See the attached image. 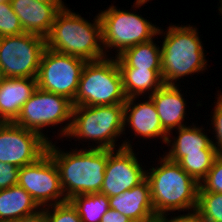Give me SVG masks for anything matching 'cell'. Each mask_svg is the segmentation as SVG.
Here are the masks:
<instances>
[{
    "label": "cell",
    "instance_id": "25",
    "mask_svg": "<svg viewBox=\"0 0 222 222\" xmlns=\"http://www.w3.org/2000/svg\"><path fill=\"white\" fill-rule=\"evenodd\" d=\"M196 210L206 222H222V194L198 192Z\"/></svg>",
    "mask_w": 222,
    "mask_h": 222
},
{
    "label": "cell",
    "instance_id": "30",
    "mask_svg": "<svg viewBox=\"0 0 222 222\" xmlns=\"http://www.w3.org/2000/svg\"><path fill=\"white\" fill-rule=\"evenodd\" d=\"M216 98V105L213 109L214 112L211 117V125L214 127L213 132H215L214 134H216V136L214 135V137H216V142L214 143V140L211 142L213 146L218 149L220 146H222V97L218 93V97Z\"/></svg>",
    "mask_w": 222,
    "mask_h": 222
},
{
    "label": "cell",
    "instance_id": "1",
    "mask_svg": "<svg viewBox=\"0 0 222 222\" xmlns=\"http://www.w3.org/2000/svg\"><path fill=\"white\" fill-rule=\"evenodd\" d=\"M62 151L49 142L47 152L56 163L60 184L67 200L73 196L100 193L103 185L108 149H72Z\"/></svg>",
    "mask_w": 222,
    "mask_h": 222
},
{
    "label": "cell",
    "instance_id": "15",
    "mask_svg": "<svg viewBox=\"0 0 222 222\" xmlns=\"http://www.w3.org/2000/svg\"><path fill=\"white\" fill-rule=\"evenodd\" d=\"M13 11L19 17L24 32L44 38L49 34L57 13L64 4H47L36 0H10Z\"/></svg>",
    "mask_w": 222,
    "mask_h": 222
},
{
    "label": "cell",
    "instance_id": "14",
    "mask_svg": "<svg viewBox=\"0 0 222 222\" xmlns=\"http://www.w3.org/2000/svg\"><path fill=\"white\" fill-rule=\"evenodd\" d=\"M135 103L137 97L127 98L124 103V127H130L134 135L146 139L160 137L166 143L168 133L163 129L156 107L150 97Z\"/></svg>",
    "mask_w": 222,
    "mask_h": 222
},
{
    "label": "cell",
    "instance_id": "13",
    "mask_svg": "<svg viewBox=\"0 0 222 222\" xmlns=\"http://www.w3.org/2000/svg\"><path fill=\"white\" fill-rule=\"evenodd\" d=\"M137 159L132 148L122 147L116 152L114 149H108L100 193L112 197L141 183L146 178V170Z\"/></svg>",
    "mask_w": 222,
    "mask_h": 222
},
{
    "label": "cell",
    "instance_id": "5",
    "mask_svg": "<svg viewBox=\"0 0 222 222\" xmlns=\"http://www.w3.org/2000/svg\"><path fill=\"white\" fill-rule=\"evenodd\" d=\"M166 28L168 29L164 32L165 38L161 45V76L165 85H177L176 81L186 75L206 70L208 64L198 28L179 24Z\"/></svg>",
    "mask_w": 222,
    "mask_h": 222
},
{
    "label": "cell",
    "instance_id": "17",
    "mask_svg": "<svg viewBox=\"0 0 222 222\" xmlns=\"http://www.w3.org/2000/svg\"><path fill=\"white\" fill-rule=\"evenodd\" d=\"M163 129L171 131L187 126L182 123L186 115V101L178 85H163L151 96Z\"/></svg>",
    "mask_w": 222,
    "mask_h": 222
},
{
    "label": "cell",
    "instance_id": "27",
    "mask_svg": "<svg viewBox=\"0 0 222 222\" xmlns=\"http://www.w3.org/2000/svg\"><path fill=\"white\" fill-rule=\"evenodd\" d=\"M43 210L48 222H82L77 209L69 200L64 203L43 207Z\"/></svg>",
    "mask_w": 222,
    "mask_h": 222
},
{
    "label": "cell",
    "instance_id": "4",
    "mask_svg": "<svg viewBox=\"0 0 222 222\" xmlns=\"http://www.w3.org/2000/svg\"><path fill=\"white\" fill-rule=\"evenodd\" d=\"M124 104L73 106L71 126L66 138L94 141L97 145L87 146L97 149L133 148L130 140L115 144L121 134H124ZM116 141V142H115ZM117 148H116V147Z\"/></svg>",
    "mask_w": 222,
    "mask_h": 222
},
{
    "label": "cell",
    "instance_id": "36",
    "mask_svg": "<svg viewBox=\"0 0 222 222\" xmlns=\"http://www.w3.org/2000/svg\"><path fill=\"white\" fill-rule=\"evenodd\" d=\"M217 157H219L220 159H222V146H220V147L217 149Z\"/></svg>",
    "mask_w": 222,
    "mask_h": 222
},
{
    "label": "cell",
    "instance_id": "39",
    "mask_svg": "<svg viewBox=\"0 0 222 222\" xmlns=\"http://www.w3.org/2000/svg\"><path fill=\"white\" fill-rule=\"evenodd\" d=\"M3 79V76H2V71H1V67H0V81Z\"/></svg>",
    "mask_w": 222,
    "mask_h": 222
},
{
    "label": "cell",
    "instance_id": "16",
    "mask_svg": "<svg viewBox=\"0 0 222 222\" xmlns=\"http://www.w3.org/2000/svg\"><path fill=\"white\" fill-rule=\"evenodd\" d=\"M108 198L110 208L130 220H157L151 200L150 184L146 178L131 189Z\"/></svg>",
    "mask_w": 222,
    "mask_h": 222
},
{
    "label": "cell",
    "instance_id": "20",
    "mask_svg": "<svg viewBox=\"0 0 222 222\" xmlns=\"http://www.w3.org/2000/svg\"><path fill=\"white\" fill-rule=\"evenodd\" d=\"M40 206L21 186L0 189V222H10L38 212Z\"/></svg>",
    "mask_w": 222,
    "mask_h": 222
},
{
    "label": "cell",
    "instance_id": "38",
    "mask_svg": "<svg viewBox=\"0 0 222 222\" xmlns=\"http://www.w3.org/2000/svg\"><path fill=\"white\" fill-rule=\"evenodd\" d=\"M220 2H221V3H220ZM219 3H220L221 6H219L218 9H219V11H220L219 13H221V15H222V0H219Z\"/></svg>",
    "mask_w": 222,
    "mask_h": 222
},
{
    "label": "cell",
    "instance_id": "6",
    "mask_svg": "<svg viewBox=\"0 0 222 222\" xmlns=\"http://www.w3.org/2000/svg\"><path fill=\"white\" fill-rule=\"evenodd\" d=\"M126 99L116 57L86 62L73 106L124 104Z\"/></svg>",
    "mask_w": 222,
    "mask_h": 222
},
{
    "label": "cell",
    "instance_id": "37",
    "mask_svg": "<svg viewBox=\"0 0 222 222\" xmlns=\"http://www.w3.org/2000/svg\"><path fill=\"white\" fill-rule=\"evenodd\" d=\"M130 222H157V220H131Z\"/></svg>",
    "mask_w": 222,
    "mask_h": 222
},
{
    "label": "cell",
    "instance_id": "10",
    "mask_svg": "<svg viewBox=\"0 0 222 222\" xmlns=\"http://www.w3.org/2000/svg\"><path fill=\"white\" fill-rule=\"evenodd\" d=\"M87 61L46 47L36 77L39 89L67 97L73 101Z\"/></svg>",
    "mask_w": 222,
    "mask_h": 222
},
{
    "label": "cell",
    "instance_id": "35",
    "mask_svg": "<svg viewBox=\"0 0 222 222\" xmlns=\"http://www.w3.org/2000/svg\"><path fill=\"white\" fill-rule=\"evenodd\" d=\"M135 3H134V5H133V8L135 7V8H139V7H141V6H143V4L145 5V3H147V2H149V0H136V1H134Z\"/></svg>",
    "mask_w": 222,
    "mask_h": 222
},
{
    "label": "cell",
    "instance_id": "18",
    "mask_svg": "<svg viewBox=\"0 0 222 222\" xmlns=\"http://www.w3.org/2000/svg\"><path fill=\"white\" fill-rule=\"evenodd\" d=\"M37 88L36 78H3L0 81V118L14 122Z\"/></svg>",
    "mask_w": 222,
    "mask_h": 222
},
{
    "label": "cell",
    "instance_id": "24",
    "mask_svg": "<svg viewBox=\"0 0 222 222\" xmlns=\"http://www.w3.org/2000/svg\"><path fill=\"white\" fill-rule=\"evenodd\" d=\"M217 153H194L183 156L177 163L200 183L211 169Z\"/></svg>",
    "mask_w": 222,
    "mask_h": 222
},
{
    "label": "cell",
    "instance_id": "23",
    "mask_svg": "<svg viewBox=\"0 0 222 222\" xmlns=\"http://www.w3.org/2000/svg\"><path fill=\"white\" fill-rule=\"evenodd\" d=\"M69 201L77 209L82 222H100L110 208L109 198L101 193L77 195Z\"/></svg>",
    "mask_w": 222,
    "mask_h": 222
},
{
    "label": "cell",
    "instance_id": "26",
    "mask_svg": "<svg viewBox=\"0 0 222 222\" xmlns=\"http://www.w3.org/2000/svg\"><path fill=\"white\" fill-rule=\"evenodd\" d=\"M24 33L19 17L13 11L10 1L0 3V37Z\"/></svg>",
    "mask_w": 222,
    "mask_h": 222
},
{
    "label": "cell",
    "instance_id": "32",
    "mask_svg": "<svg viewBox=\"0 0 222 222\" xmlns=\"http://www.w3.org/2000/svg\"><path fill=\"white\" fill-rule=\"evenodd\" d=\"M131 220L119 213L117 210L109 208V210L102 216L100 222H130Z\"/></svg>",
    "mask_w": 222,
    "mask_h": 222
},
{
    "label": "cell",
    "instance_id": "8",
    "mask_svg": "<svg viewBox=\"0 0 222 222\" xmlns=\"http://www.w3.org/2000/svg\"><path fill=\"white\" fill-rule=\"evenodd\" d=\"M72 109V101L67 97L37 88L22 106L14 123L27 130L39 133L48 142H51L48 136L44 135L42 129L47 126L50 127V125L58 126V124L65 122L66 125L60 128L59 133L61 135L59 134V136L66 137L71 126Z\"/></svg>",
    "mask_w": 222,
    "mask_h": 222
},
{
    "label": "cell",
    "instance_id": "2",
    "mask_svg": "<svg viewBox=\"0 0 222 222\" xmlns=\"http://www.w3.org/2000/svg\"><path fill=\"white\" fill-rule=\"evenodd\" d=\"M45 40L47 48L87 62L107 57L99 13L91 23L65 7L57 13Z\"/></svg>",
    "mask_w": 222,
    "mask_h": 222
},
{
    "label": "cell",
    "instance_id": "19",
    "mask_svg": "<svg viewBox=\"0 0 222 222\" xmlns=\"http://www.w3.org/2000/svg\"><path fill=\"white\" fill-rule=\"evenodd\" d=\"M203 127L185 126L176 129L178 136L171 140L168 135L165 144L170 146L169 152L164 155L172 162H178L183 156L194 153H217V149L212 144V139L203 131ZM174 140V141H173ZM172 142V143H171ZM172 144V145H170Z\"/></svg>",
    "mask_w": 222,
    "mask_h": 222
},
{
    "label": "cell",
    "instance_id": "40",
    "mask_svg": "<svg viewBox=\"0 0 222 222\" xmlns=\"http://www.w3.org/2000/svg\"><path fill=\"white\" fill-rule=\"evenodd\" d=\"M7 1H10V0H0V3H4V2H7Z\"/></svg>",
    "mask_w": 222,
    "mask_h": 222
},
{
    "label": "cell",
    "instance_id": "7",
    "mask_svg": "<svg viewBox=\"0 0 222 222\" xmlns=\"http://www.w3.org/2000/svg\"><path fill=\"white\" fill-rule=\"evenodd\" d=\"M99 16L105 54L109 52V48H113L117 52L115 56H118L129 47L148 42L154 39L155 35L163 34V29L156 27L142 15L120 10L114 5L101 11Z\"/></svg>",
    "mask_w": 222,
    "mask_h": 222
},
{
    "label": "cell",
    "instance_id": "33",
    "mask_svg": "<svg viewBox=\"0 0 222 222\" xmlns=\"http://www.w3.org/2000/svg\"><path fill=\"white\" fill-rule=\"evenodd\" d=\"M10 222H48V220L46 218L44 210L40 209L38 212L32 215L11 220Z\"/></svg>",
    "mask_w": 222,
    "mask_h": 222
},
{
    "label": "cell",
    "instance_id": "34",
    "mask_svg": "<svg viewBox=\"0 0 222 222\" xmlns=\"http://www.w3.org/2000/svg\"><path fill=\"white\" fill-rule=\"evenodd\" d=\"M47 4H64L62 0H36Z\"/></svg>",
    "mask_w": 222,
    "mask_h": 222
},
{
    "label": "cell",
    "instance_id": "31",
    "mask_svg": "<svg viewBox=\"0 0 222 222\" xmlns=\"http://www.w3.org/2000/svg\"><path fill=\"white\" fill-rule=\"evenodd\" d=\"M169 214L161 215L157 218V222H206L202 215L197 211L193 210L192 212H188L187 214H181L178 216H174L172 218H167Z\"/></svg>",
    "mask_w": 222,
    "mask_h": 222
},
{
    "label": "cell",
    "instance_id": "3",
    "mask_svg": "<svg viewBox=\"0 0 222 222\" xmlns=\"http://www.w3.org/2000/svg\"><path fill=\"white\" fill-rule=\"evenodd\" d=\"M160 159V166L146 171L156 217L165 215L168 211L196 210L200 183L178 163L170 161L164 155Z\"/></svg>",
    "mask_w": 222,
    "mask_h": 222
},
{
    "label": "cell",
    "instance_id": "28",
    "mask_svg": "<svg viewBox=\"0 0 222 222\" xmlns=\"http://www.w3.org/2000/svg\"><path fill=\"white\" fill-rule=\"evenodd\" d=\"M198 192L222 194V159L216 157L206 177L200 182Z\"/></svg>",
    "mask_w": 222,
    "mask_h": 222
},
{
    "label": "cell",
    "instance_id": "9",
    "mask_svg": "<svg viewBox=\"0 0 222 222\" xmlns=\"http://www.w3.org/2000/svg\"><path fill=\"white\" fill-rule=\"evenodd\" d=\"M46 49L43 36L22 33L0 37V67L3 78H36Z\"/></svg>",
    "mask_w": 222,
    "mask_h": 222
},
{
    "label": "cell",
    "instance_id": "12",
    "mask_svg": "<svg viewBox=\"0 0 222 222\" xmlns=\"http://www.w3.org/2000/svg\"><path fill=\"white\" fill-rule=\"evenodd\" d=\"M48 141L14 122L0 124V162L16 167L36 162L47 152Z\"/></svg>",
    "mask_w": 222,
    "mask_h": 222
},
{
    "label": "cell",
    "instance_id": "11",
    "mask_svg": "<svg viewBox=\"0 0 222 222\" xmlns=\"http://www.w3.org/2000/svg\"><path fill=\"white\" fill-rule=\"evenodd\" d=\"M18 185L41 208L68 201L60 184L58 167L48 152L36 162L19 169Z\"/></svg>",
    "mask_w": 222,
    "mask_h": 222
},
{
    "label": "cell",
    "instance_id": "21",
    "mask_svg": "<svg viewBox=\"0 0 222 222\" xmlns=\"http://www.w3.org/2000/svg\"><path fill=\"white\" fill-rule=\"evenodd\" d=\"M115 57L119 68L162 70L161 48L153 39L129 47Z\"/></svg>",
    "mask_w": 222,
    "mask_h": 222
},
{
    "label": "cell",
    "instance_id": "29",
    "mask_svg": "<svg viewBox=\"0 0 222 222\" xmlns=\"http://www.w3.org/2000/svg\"><path fill=\"white\" fill-rule=\"evenodd\" d=\"M19 169L13 164L0 162V189L18 185Z\"/></svg>",
    "mask_w": 222,
    "mask_h": 222
},
{
    "label": "cell",
    "instance_id": "22",
    "mask_svg": "<svg viewBox=\"0 0 222 222\" xmlns=\"http://www.w3.org/2000/svg\"><path fill=\"white\" fill-rule=\"evenodd\" d=\"M119 69L122 75L123 90L126 98H139L144 93L151 96L164 85L161 76L162 70H148L137 68Z\"/></svg>",
    "mask_w": 222,
    "mask_h": 222
}]
</instances>
